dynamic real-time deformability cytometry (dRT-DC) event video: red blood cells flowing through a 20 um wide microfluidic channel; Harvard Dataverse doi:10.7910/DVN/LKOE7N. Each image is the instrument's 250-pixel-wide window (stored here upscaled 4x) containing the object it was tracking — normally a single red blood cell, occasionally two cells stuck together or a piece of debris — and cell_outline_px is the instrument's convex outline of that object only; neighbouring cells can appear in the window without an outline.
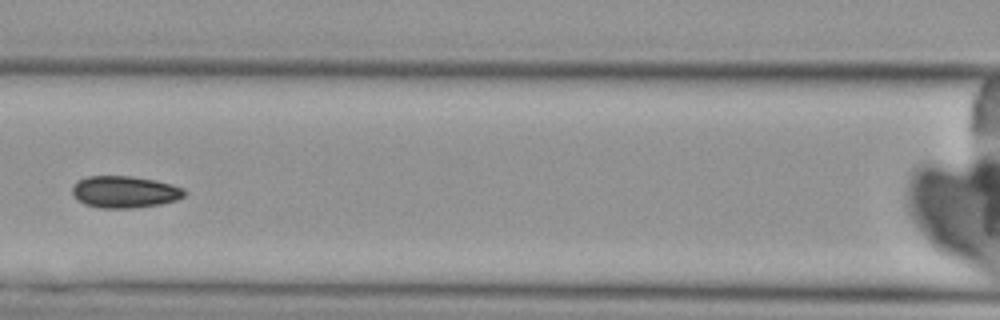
{"species": "Egyptian fruit bat (a non-hibernating species)", "species_latin": "Rousettus aegyptiacus", "temperature_condition": "cold", "stored_images_in_passage": 5, "segment_of_instrument_passage": [1, 2], "camera_frame_rate_fps": 3000, "um_per_image_px": 0.085, "animal": {"sex": "female"}, "frame": {"image": 1, "passage_image": 4, "time_ms": 4.333, "image_size_px": [1000, 320], "cell_outline_px": [[188, 192], [184, 196], [176, 200], [160, 204], [132, 208], [100, 208], [84, 204], [76, 200], [72, 196], [72, 188], [80, 180], [88, 176], [132, 176], [156, 180], [172, 184], [184, 188]], "centroid_in_image_um": [10.61, 16.31], "position_along_channel_um": 156.0, "area_um2": 20.98}}